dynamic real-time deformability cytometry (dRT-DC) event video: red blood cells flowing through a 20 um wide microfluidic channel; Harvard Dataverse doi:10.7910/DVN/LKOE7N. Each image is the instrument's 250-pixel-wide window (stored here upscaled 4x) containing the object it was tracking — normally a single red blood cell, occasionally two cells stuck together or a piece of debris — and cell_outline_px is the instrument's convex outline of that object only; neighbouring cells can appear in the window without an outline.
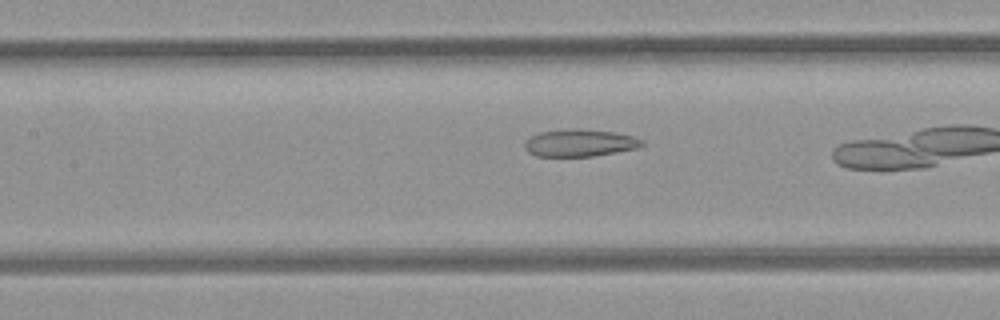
{"species": "common noctule bat (a hibernating species)", "species_latin": "Nyctalus noctula", "temperature_condition": "room temperature", "stored_images_in_passage": 30, "camera_frame_rate_fps": 3000, "um_per_image_px": 0.085, "animal": {"sex": "female", "body_mass_g": 21.9}, "frame": {"image": 1, "passage_image": 18, "time_ms": 5.667, "image_size_px": [1000, 320], "cell_outline_px": [[644, 144], [636, 148], [616, 152], [592, 156], [536, 156], [528, 152], [524, 148], [524, 140], [540, 132], [572, 128], [576, 128], [612, 132], [632, 136], [644, 140]], "centroid_in_image_um": [49.24, 12.14], "position_along_channel_um": 158.2, "area_um2": 18.55}}